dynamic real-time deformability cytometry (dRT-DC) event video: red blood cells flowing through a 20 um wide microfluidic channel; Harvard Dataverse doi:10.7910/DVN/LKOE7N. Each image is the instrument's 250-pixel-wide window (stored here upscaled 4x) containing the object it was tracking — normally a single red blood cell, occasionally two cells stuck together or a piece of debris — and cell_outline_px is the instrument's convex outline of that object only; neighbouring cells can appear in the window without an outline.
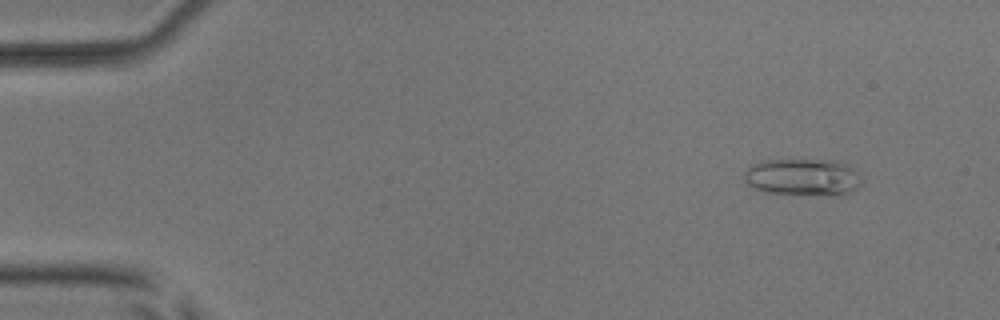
{"species": "common noctule bat (a hibernating species)", "species_latin": "Nyctalus noctula", "temperature_condition": "room temperature", "stored_images_in_passage": 53, "camera_frame_rate_fps": 3000, "um_per_image_px": 0.085, "animal": {"sex": "male", "body_mass_g": 17.9, "forearm_length_mm": 54.2}, "frame": {"image": 1, "passage_image": 6, "time_ms": 1.667, "image_size_px": [1000, 320], "cell_outline_px": [[860, 184], [852, 192], [840, 196], [832, 196], [764, 192], [748, 184], [744, 180], [744, 172], [752, 164], [764, 160], [840, 160], [848, 164], [856, 172], [860, 180]], "centroid_in_image_um": [68.26, 15.06], "position_along_channel_um": 16.7, "area_um2": 25.55}}
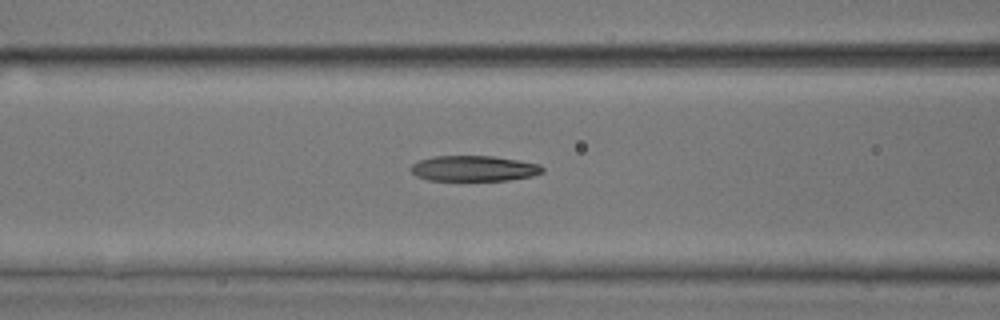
{"frame": {"image": 2, "passage_image": 23, "time_ms": 7.333, "image_size_px": [1000, 320], "cell_outline_px": [[544, 172], [532, 176], [508, 180], [428, 180], [416, 176], [412, 172], [412, 164], [420, 160], [432, 156], [492, 156], [540, 164], [544, 168]], "centroid_in_image_um": [40.29, 14.32], "position_along_channel_um": 126.3, "area_um2": 19.48}}
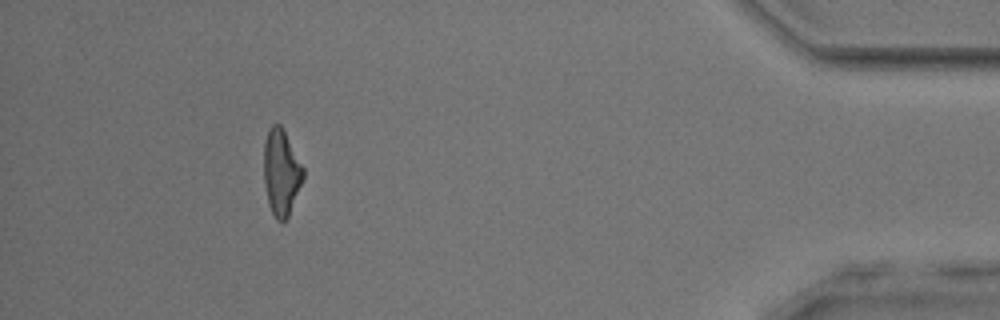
{"frame": {"image": 3, "passage_image": 49, "time_ms": 16.0, "image_size_px": [1000, 320], "cell_outline_px": [[304, 176], [288, 216], [284, 220], [276, 220], [268, 204], [264, 180], [264, 140], [268, 128], [272, 124], [280, 124], [304, 168]], "centroid_in_image_um": [23.89, 14.62], "position_along_channel_um": 411.3, "area_um2": 19.48}, "authors_computed_cell_mechanics": {"area_um2": 20.6924, "velocity_mm_per_s": 3.9376, "shape_relaxation_time_tau1_ms": 6.0005, "shape_relaxation_time_tau2_ms": 3.4786, "deformation_change_tau1": 0.1984, "deformation_change_tau2": 0.1512}}